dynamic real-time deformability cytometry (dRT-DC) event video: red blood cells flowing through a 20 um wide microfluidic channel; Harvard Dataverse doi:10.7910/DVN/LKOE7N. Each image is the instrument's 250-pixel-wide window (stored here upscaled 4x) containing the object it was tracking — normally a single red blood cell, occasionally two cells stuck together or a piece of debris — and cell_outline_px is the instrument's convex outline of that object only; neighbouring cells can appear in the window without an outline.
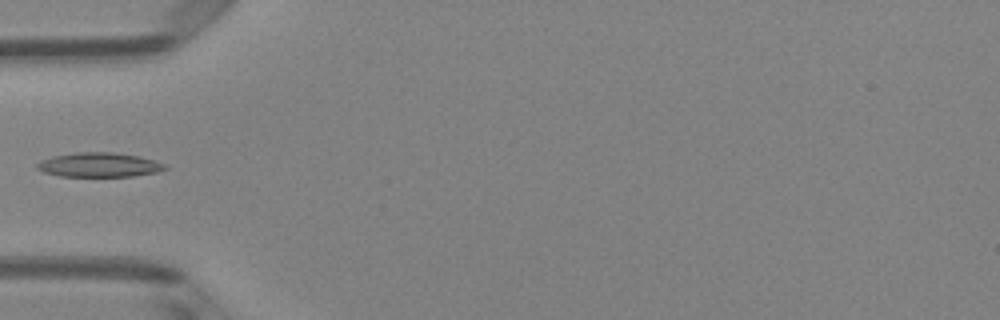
{"species": "Egyptian fruit bat (a non-hibernating species)", "species_latin": "Rousettus aegyptiacus", "temperature_condition": "room temperature", "stored_images_in_passage": 5, "camera_frame_rate_fps": 3000, "um_per_image_px": 0.085, "animal": {"sex": "female"}, "frame": {"image": 1, "passage_image": 5, "time_ms": 1.333, "image_size_px": [1000, 320], "cell_outline_px": [[168, 168], [156, 172], [132, 176], [60, 176], [44, 172], [36, 168], [36, 164], [40, 160], [52, 156], [76, 152], [112, 152], [140, 156], [156, 160], [164, 164]], "centroid_in_image_um": [8.41, 14.0], "position_along_channel_um": 76.6, "area_um2": 18.21}}